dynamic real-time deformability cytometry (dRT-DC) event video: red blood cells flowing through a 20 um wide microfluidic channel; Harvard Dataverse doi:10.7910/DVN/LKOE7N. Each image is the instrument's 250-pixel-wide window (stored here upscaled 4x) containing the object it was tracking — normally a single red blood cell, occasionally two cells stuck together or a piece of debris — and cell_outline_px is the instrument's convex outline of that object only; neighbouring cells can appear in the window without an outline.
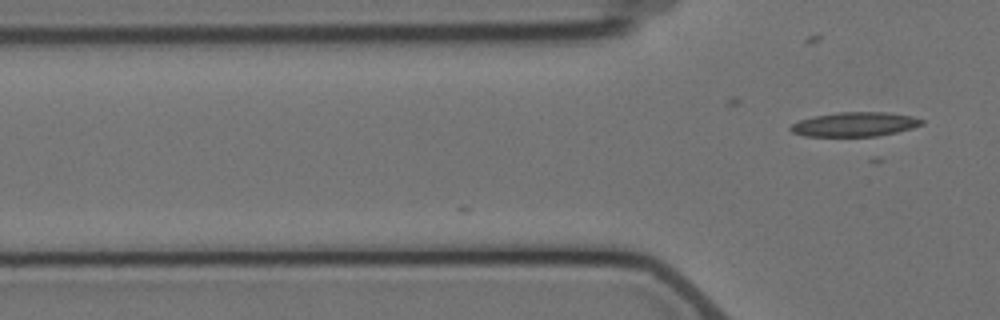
{"species": "Egyptian fruit bat (a non-hibernating species)", "species_latin": "Rousettus aegyptiacus", "temperature_condition": "cold", "stored_images_in_passage": 3, "camera_frame_rate_fps": 3000, "um_per_image_px": 0.085, "animal": {"sex": "female"}, "frame": {"image": 1, "passage_image": 3, "time_ms": 2.333, "image_size_px": [1000, 320], "cell_outline_px": [[924, 124], [912, 128], [896, 132], [876, 136], [804, 136], [792, 132], [788, 128], [792, 124], [800, 120], [816, 116], [840, 112], [884, 112], [912, 116], [924, 120]], "centroid_in_image_um": [72.66, 10.57], "position_along_channel_um": 53.1, "area_um2": 18.44}}